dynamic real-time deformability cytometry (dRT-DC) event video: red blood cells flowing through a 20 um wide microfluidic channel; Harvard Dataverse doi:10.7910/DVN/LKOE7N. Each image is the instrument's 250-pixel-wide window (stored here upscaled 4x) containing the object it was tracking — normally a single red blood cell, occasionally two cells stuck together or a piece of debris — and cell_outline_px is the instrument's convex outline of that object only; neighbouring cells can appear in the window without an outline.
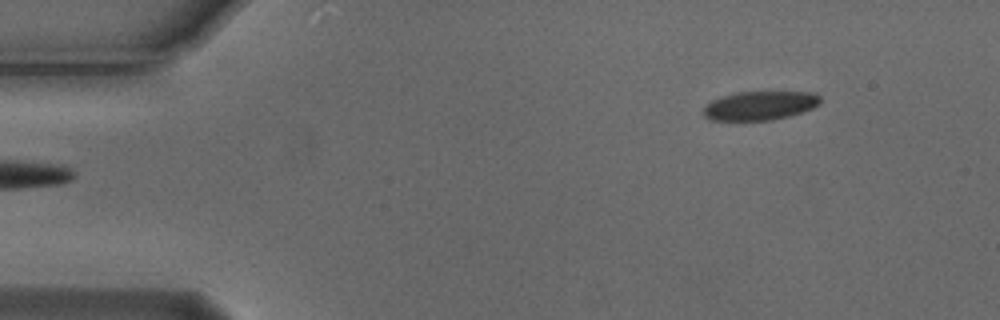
{"species": "Egyptian fruit bat (a non-hibernating species)", "species_latin": "Rousettus aegyptiacus", "temperature_condition": "cold", "stored_images_in_passage": 4, "segment_of_instrument_passage": [2, 2], "camera_frame_rate_fps": 3000, "um_per_image_px": 0.085, "animal": {"sex": "male"}, "frame": {"image": 1, "passage_image": 4, "time_ms": 1.0, "image_size_px": [1000, 320], "cell_outline_px": [[820, 104], [804, 112], [772, 120], [708, 120], [704, 116], [704, 108], [712, 100], [720, 96], [736, 92], [816, 92], [820, 96]], "centroid_in_image_um": [64.61, 8.97], "position_along_channel_um": 20.4, "area_um2": 19.77}}